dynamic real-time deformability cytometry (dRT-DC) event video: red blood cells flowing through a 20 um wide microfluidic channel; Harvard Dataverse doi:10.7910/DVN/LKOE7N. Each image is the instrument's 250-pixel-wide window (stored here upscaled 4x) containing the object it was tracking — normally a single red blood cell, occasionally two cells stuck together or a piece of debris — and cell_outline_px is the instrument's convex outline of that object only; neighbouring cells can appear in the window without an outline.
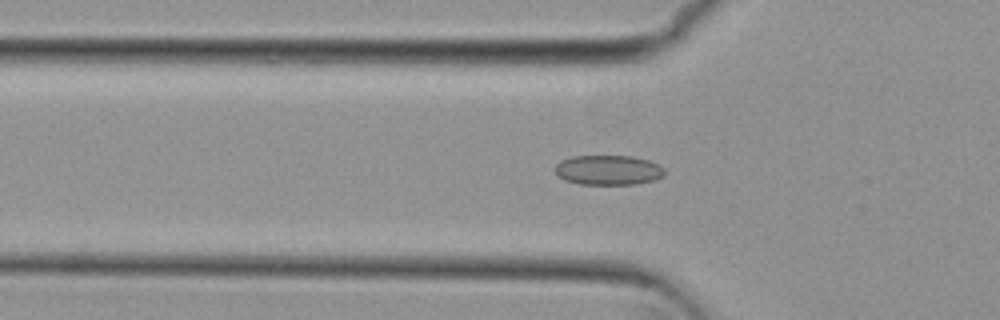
{"species": "common noctule bat (a hibernating species)", "species_latin": "Nyctalus noctula", "temperature_condition": "cold", "stored_images_in_passage": 53, "camera_frame_rate_fps": 3000, "um_per_image_px": 0.085, "animal": {"sex": "female", "body_mass_g": 29.2, "forearm_length_mm": 56.3}, "frame": {"image": 1, "passage_image": 17, "time_ms": 5.333, "image_size_px": [1000, 320], "cell_outline_px": [[664, 176], [656, 180], [636, 184], [580, 184], [564, 180], [556, 172], [556, 164], [560, 160], [572, 156], [632, 156], [648, 160], [660, 164], [664, 168]], "centroid_in_image_um": [51.74, 14.45], "position_along_channel_um": 74.1, "area_um2": 19.13}}
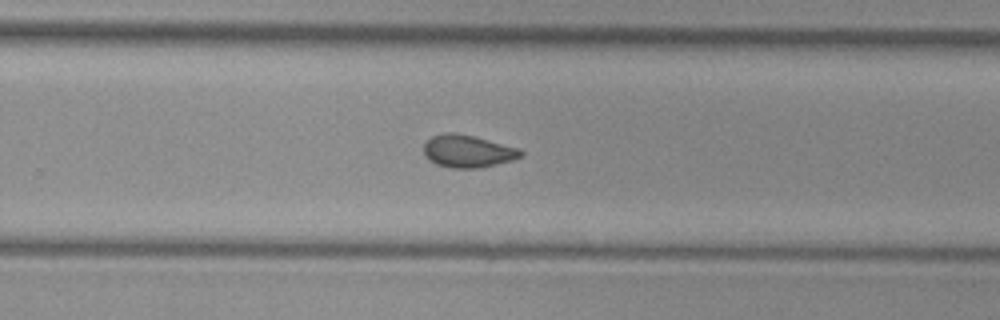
{"frame": {"image": 2, "passage_image": 34, "time_ms": 11.0, "image_size_px": [1000, 320], "cell_outline_px": [[524, 156], [512, 160], [480, 168], [452, 168], [436, 164], [428, 160], [424, 152], [424, 144], [432, 136], [444, 132], [456, 132], [520, 148], [524, 152]], "centroid_in_image_um": [39.77, 12.85], "position_along_channel_um": 290.0, "area_um2": 18.44}}
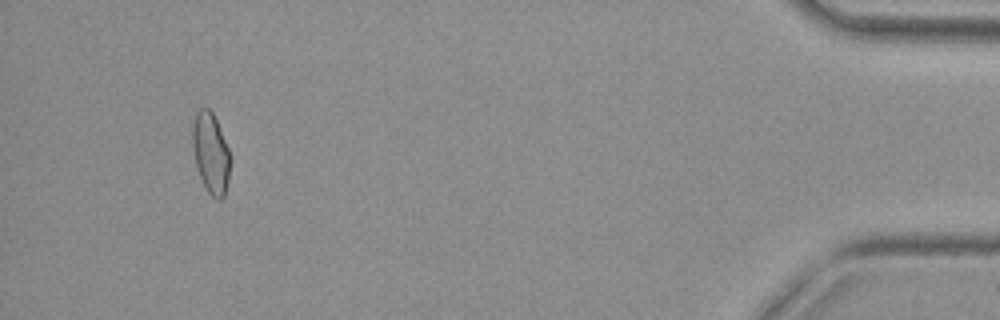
{"frame": {"image": 3, "passage_image": 50, "time_ms": 16.333, "image_size_px": [1000, 320], "cell_outline_px": [[228, 180], [224, 196], [220, 200], [216, 200], [208, 192], [196, 168], [192, 148], [192, 124], [196, 112], [200, 108], [208, 108], [212, 112], [216, 120], [228, 148]], "centroid_in_image_um": [17.87, 13.0], "position_along_channel_um": 417.3, "area_um2": 17.46}, "authors_computed_cell_mechanics": {"area_um2": 18.1492, "velocity_mm_per_s": 3.8063, "shape_relaxation_time_tau1_ms": null, "shape_relaxation_time_tau2_ms": 2.9875, "deformation_change_tau1": null, "deformation_change_tau2": 0.0786}}